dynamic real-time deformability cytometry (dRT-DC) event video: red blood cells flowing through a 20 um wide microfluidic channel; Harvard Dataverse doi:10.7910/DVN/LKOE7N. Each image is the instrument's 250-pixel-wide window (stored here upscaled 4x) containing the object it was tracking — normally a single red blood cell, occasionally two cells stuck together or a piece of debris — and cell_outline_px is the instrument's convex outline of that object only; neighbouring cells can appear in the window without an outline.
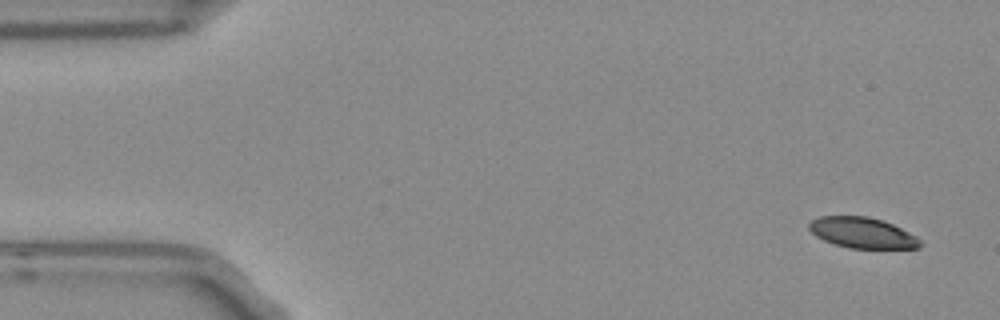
{"species": "Egyptian fruit bat (a non-hibernating species)", "species_latin": "Rousettus aegyptiacus", "temperature_condition": "room temperature", "stored_images_in_passage": 5, "camera_frame_rate_fps": 3000, "um_per_image_px": 0.085, "frame": {"image": 1, "passage_image": 1, "time_ms": 0.0, "image_size_px": [1000, 320], "cell_outline_px": [[924, 244], [920, 248], [848, 248], [824, 240], [816, 236], [808, 228], [808, 224], [812, 220], [820, 216], [868, 216], [892, 224], [916, 236]], "centroid_in_image_um": [73.3, 19.79], "position_along_channel_um": 11.7, "area_um2": 19.77}}